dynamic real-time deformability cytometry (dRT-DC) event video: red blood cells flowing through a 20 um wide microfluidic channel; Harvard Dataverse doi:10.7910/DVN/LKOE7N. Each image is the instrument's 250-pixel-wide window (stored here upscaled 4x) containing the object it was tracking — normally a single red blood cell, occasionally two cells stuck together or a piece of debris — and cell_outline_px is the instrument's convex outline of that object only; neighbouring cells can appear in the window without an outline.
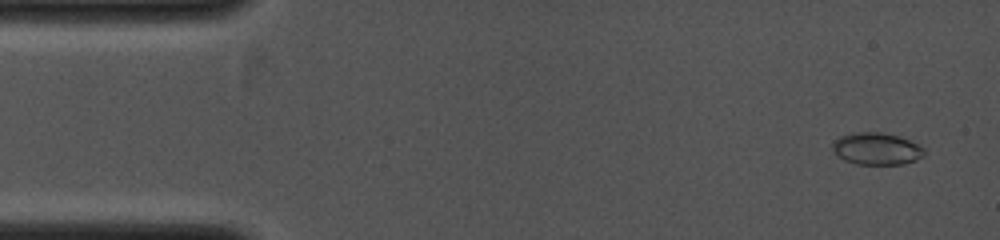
{"species": "common noctule bat (a hibernating species)", "species_latin": "Nyctalus noctula", "temperature_condition": "cold", "stored_images_in_passage": 10, "camera_frame_rate_fps": 4000, "um_per_image_px": 0.085, "animal": {"sex": "female", "body_mass_g": 19.0, "forearm_length_mm": 53.3}, "frame": {"image": 1, "passage_image": 2, "time_ms": 0.5, "image_size_px": [1000, 240], "cell_outline_px": [[924, 156], [916, 160], [904, 164], [856, 164], [844, 160], [836, 156], [832, 148], [832, 140], [840, 136], [856, 132], [880, 132], [900, 136], [924, 148]], "centroid_in_image_um": [74.47, 12.64], "position_along_channel_um": 10.5, "area_um2": 17.28}}
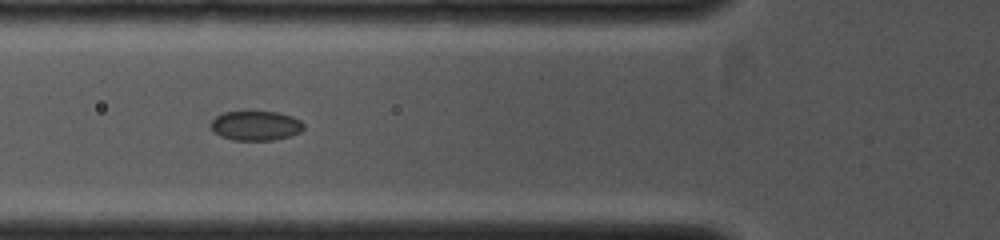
{"frame": {"image": 2, "passage_image": 7, "time_ms": 4.0, "image_size_px": [1000, 240], "cell_outline_px": [[304, 128], [300, 132], [288, 136], [272, 140], [232, 140], [220, 136], [208, 124], [216, 116], [224, 112], [276, 112], [292, 116], [300, 120], [304, 124]], "centroid_in_image_um": [21.73, 10.68], "position_along_channel_um": 104.1, "area_um2": 15.9}}
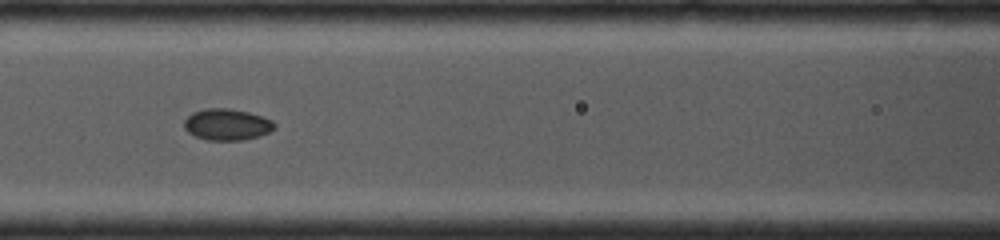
{"frame": {"image": 3, "passage_image": 8, "time_ms": 4.75, "image_size_px": [1000, 240], "cell_outline_px": [[276, 128], [268, 132], [256, 136], [240, 140], [208, 140], [196, 136], [188, 132], [184, 128], [184, 120], [192, 112], [204, 108], [228, 108], [248, 112], [272, 120], [276, 124]], "centroid_in_image_um": [19.27, 10.57], "position_along_channel_um": 147.3, "area_um2": 16.42}}